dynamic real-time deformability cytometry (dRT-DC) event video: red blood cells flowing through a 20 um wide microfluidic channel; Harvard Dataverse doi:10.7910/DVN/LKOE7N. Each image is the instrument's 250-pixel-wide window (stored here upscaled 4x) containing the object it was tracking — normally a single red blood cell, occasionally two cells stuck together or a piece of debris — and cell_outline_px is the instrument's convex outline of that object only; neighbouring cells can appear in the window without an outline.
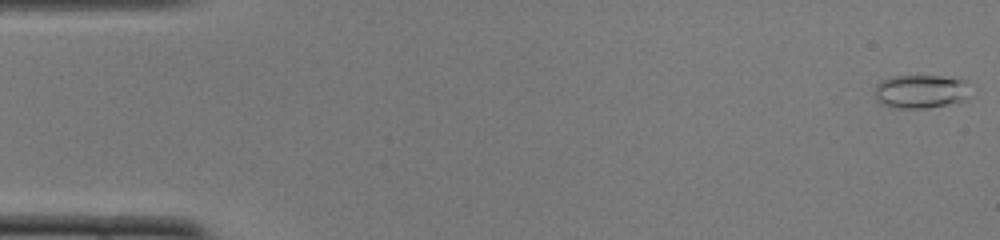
{"species": "common noctule bat (a hibernating species)", "species_latin": "Nyctalus noctula", "temperature_condition": "cold", "stored_images_in_passage": 51, "camera_frame_rate_fps": 3000, "um_per_image_px": 0.085, "animal": {"sex": "female", "body_mass_g": 22.0, "forearm_length_mm": 56.7}, "frame": {"image": 1, "passage_image": 1, "time_ms": 0.0, "image_size_px": [1000, 240], "cell_outline_px": [[964, 100], [928, 108], [896, 108], [880, 104], [876, 100], [876, 84], [880, 80], [892, 76], [940, 76], [964, 80]], "centroid_in_image_um": [78.12, 7.78], "position_along_channel_um": 6.9, "area_um2": 18.21}}
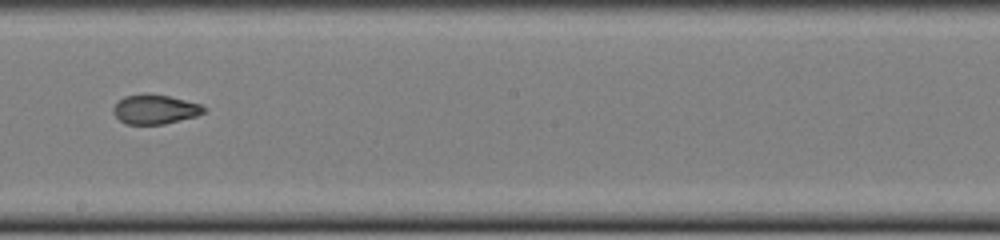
{"frame": {"image": 2, "passage_image": 29, "time_ms": 9.333, "image_size_px": [1000, 240], "cell_outline_px": [[208, 108], [204, 112], [196, 116], [164, 124], [124, 124], [112, 112], [112, 108], [124, 96], [144, 92], [168, 96], [200, 104]], "centroid_in_image_um": [13.16, 9.28], "position_along_channel_um": 235.0, "area_um2": 15.61}}
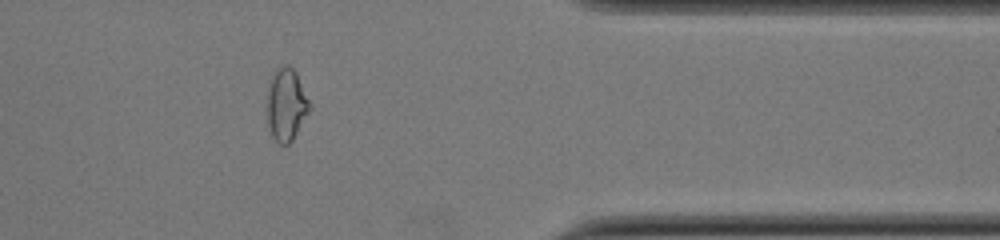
{"frame": {"image": 3, "passage_image": 42, "time_ms": 13.667, "image_size_px": [1000, 240], "cell_outline_px": [[312, 108], [292, 140], [288, 144], [280, 144], [272, 136], [268, 124], [268, 88], [272, 76], [284, 64], [288, 64], [296, 72], [312, 104]], "centroid_in_image_um": [24.38, 8.89], "position_along_channel_um": 387.0, "area_um2": 17.8}, "authors_computed_cell_mechanics": {"area_um2": 16.7042, "velocity_mm_per_s": 3.9134, "shape_relaxation_time_tau1_ms": null, "shape_relaxation_time_tau2_ms": 1.1593, "deformation_change_tau1": null, "deformation_change_tau2": 0.0594}}